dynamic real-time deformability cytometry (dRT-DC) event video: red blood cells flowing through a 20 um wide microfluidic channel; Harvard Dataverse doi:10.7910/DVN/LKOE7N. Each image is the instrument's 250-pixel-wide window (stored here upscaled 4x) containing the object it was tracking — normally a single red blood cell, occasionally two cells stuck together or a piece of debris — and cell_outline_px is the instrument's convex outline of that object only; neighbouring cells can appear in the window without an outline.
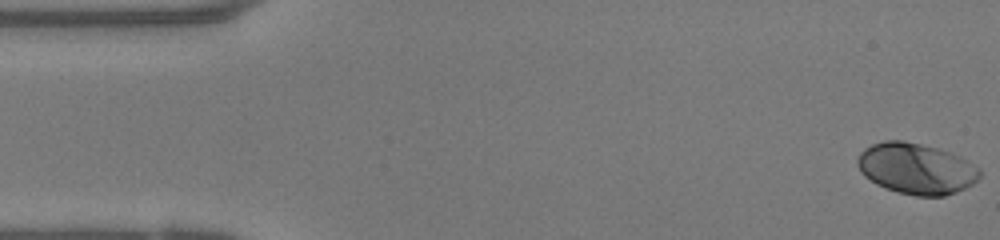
{"species": "human", "species_latin": "Homo sapiens", "temperature_condition": "warm", "stored_images_in_passage": 18, "camera_frame_rate_fps": 3000, "um_per_image_px": 0.085, "donor": {"sex": "female"}, "frame": {"image": 1, "passage_image": 1, "time_ms": 0.0, "image_size_px": [1000, 240], "cell_outline_px": [[980, 176], [972, 184], [956, 192], [944, 196], [916, 196], [896, 192], [884, 188], [876, 184], [864, 176], [860, 172], [856, 164], [856, 160], [860, 152], [864, 148], [872, 144], [884, 140], [904, 140], [940, 148], [952, 152], [968, 160], [980, 168]], "centroid_in_image_um": [77.86, 14.32], "position_along_channel_um": 7.1, "area_um2": 36.82}}
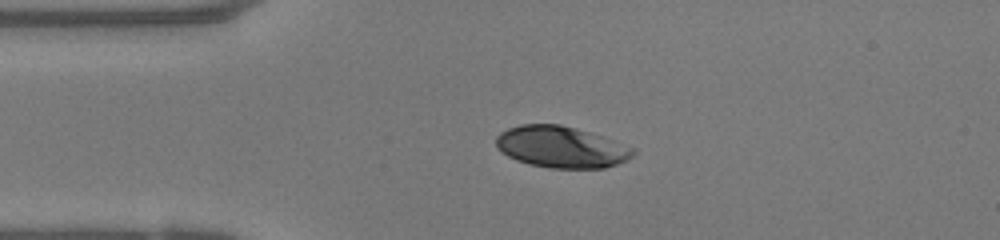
{"frame": {"image": 2, "passage_image": 11, "time_ms": 3.333, "image_size_px": [1000, 240], "cell_outline_px": [[636, 152], [632, 156], [616, 164], [604, 168], [548, 168], [528, 164], [516, 160], [500, 152], [496, 148], [496, 136], [500, 132], [508, 128], [520, 124], [560, 124], [576, 128], [604, 136], [636, 148]], "centroid_in_image_um": [47.69, 12.49], "position_along_channel_um": 37.3, "area_um2": 33.47}}
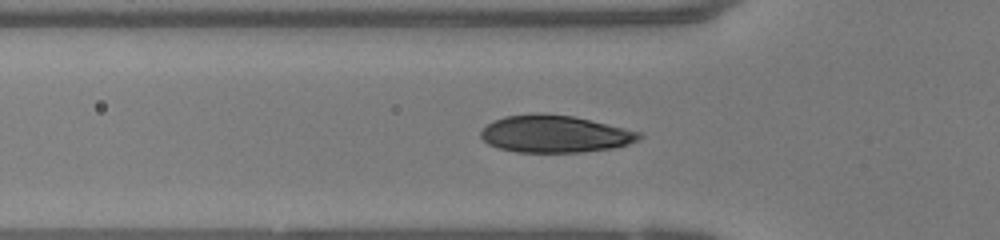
{"frame": {"image": 3, "passage_image": 16, "time_ms": 5.0, "image_size_px": [1000, 240], "cell_outline_px": [[644, 136], [640, 140], [628, 144], [612, 148], [584, 152], [516, 152], [500, 148], [488, 144], [480, 136], [480, 132], [488, 124], [504, 116], [572, 116], [624, 128], [640, 132]], "centroid_in_image_um": [47.21, 11.43], "position_along_channel_um": 78.6, "area_um2": 33.29}}